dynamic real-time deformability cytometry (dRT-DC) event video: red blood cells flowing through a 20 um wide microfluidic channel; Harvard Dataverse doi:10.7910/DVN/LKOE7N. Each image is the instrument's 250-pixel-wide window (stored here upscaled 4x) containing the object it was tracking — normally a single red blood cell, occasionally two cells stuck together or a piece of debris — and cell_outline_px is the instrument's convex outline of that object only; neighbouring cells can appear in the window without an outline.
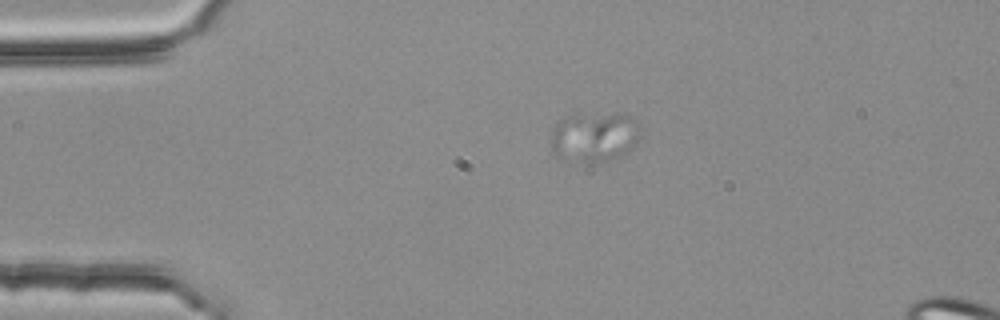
{"species": "common noctule bat (a hibernating species)", "species_latin": "Nyctalus noctula", "temperature_condition": "room temperature", "stored_images_in_passage": 30, "camera_frame_rate_fps": 3000, "um_per_image_px": 0.085, "animal": {"sex": "female", "body_mass_g": 25.1}, "frame": {"image": 1, "passage_image": 11, "time_ms": 3.333, "image_size_px": [1000, 320], "cell_outline_px": [[644, 128], [632, 148], [628, 152], [604, 160], [580, 160], [556, 156], [552, 152], [552, 132], [560, 120], [564, 116], [576, 112], [624, 112], [640, 120]], "centroid_in_image_um": [50.61, 11.5], "position_along_channel_um": 34.4, "area_um2": 26.53}}
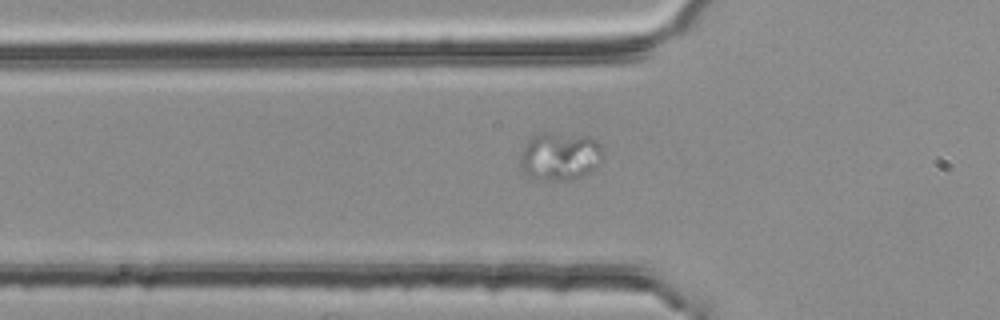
{"frame": {"image": 2, "passage_image": 18, "time_ms": 5.667, "image_size_px": [1000, 320], "cell_outline_px": [[604, 152], [596, 168], [580, 176], [568, 180], [532, 180], [524, 176], [520, 168], [520, 156], [524, 144], [532, 136], [540, 132], [544, 132], [588, 136], [596, 140], [600, 144]], "centroid_in_image_um": [47.54, 13.29], "position_along_channel_um": 78.3, "area_um2": 23.7}}
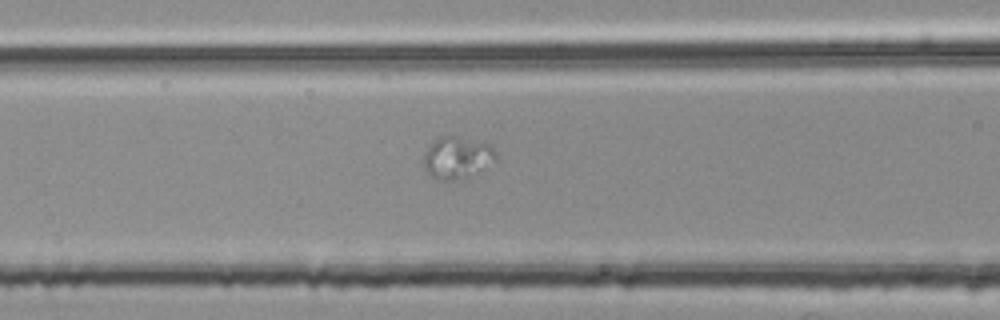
{"frame": {"image": 3, "passage_image": 22, "time_ms": 7.0, "image_size_px": [1000, 320], "cell_outline_px": [[496, 160], [456, 180], [436, 180], [428, 176], [424, 168], [424, 156], [428, 148], [440, 136], [460, 136], [492, 144], [496, 152]], "centroid_in_image_um": [38.83, 13.37], "position_along_channel_um": 127.8, "area_um2": 17.4}}